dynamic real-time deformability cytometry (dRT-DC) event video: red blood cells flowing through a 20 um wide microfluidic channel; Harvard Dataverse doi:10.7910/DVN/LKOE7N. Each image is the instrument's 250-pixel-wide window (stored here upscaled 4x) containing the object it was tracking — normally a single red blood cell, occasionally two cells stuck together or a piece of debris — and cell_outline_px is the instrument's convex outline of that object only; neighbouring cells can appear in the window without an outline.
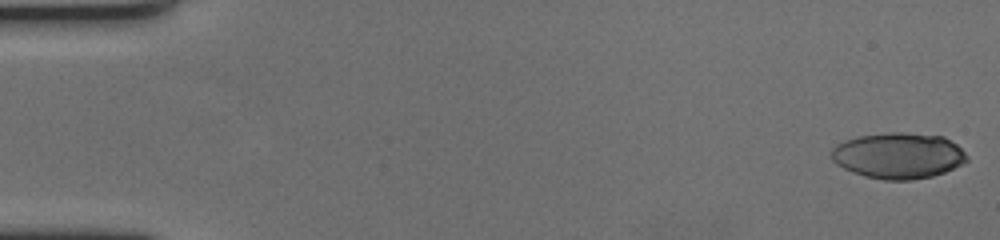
{"species": "human", "species_latin": "Homo sapiens", "temperature_condition": "cold", "stored_images_in_passage": 60, "camera_frame_rate_fps": 3000, "um_per_image_px": 0.085, "donor": {"sex": "female"}, "frame": {"image": 1, "passage_image": 1, "time_ms": 0.0, "image_size_px": [1000, 240], "cell_outline_px": [[968, 160], [944, 172], [932, 176], [912, 180], [884, 180], [864, 176], [852, 172], [836, 164], [832, 160], [832, 148], [836, 144], [844, 140], [856, 136], [892, 132], [904, 132], [944, 136], [956, 144], [968, 156]], "centroid_in_image_um": [76.34, 13.22], "position_along_channel_um": 8.7, "area_um2": 36.36}}
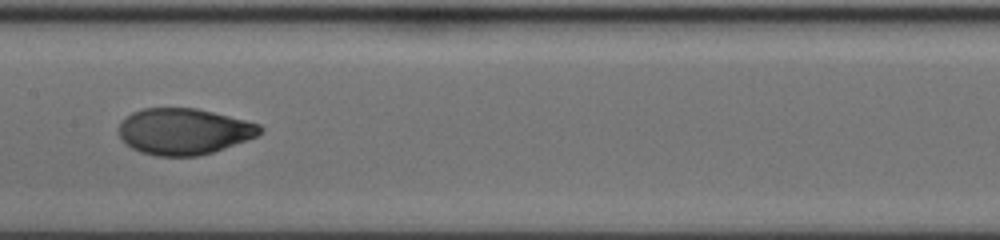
{"frame": {"image": 2, "passage_image": 31, "time_ms": 10.0, "image_size_px": [1000, 240], "cell_outline_px": [[264, 132], [248, 140], [200, 156], [156, 156], [140, 152], [132, 148], [120, 136], [120, 124], [132, 112], [144, 108], [196, 108], [260, 124], [264, 128]], "centroid_in_image_um": [15.67, 11.18], "position_along_channel_um": 191.7, "area_um2": 37.8}}
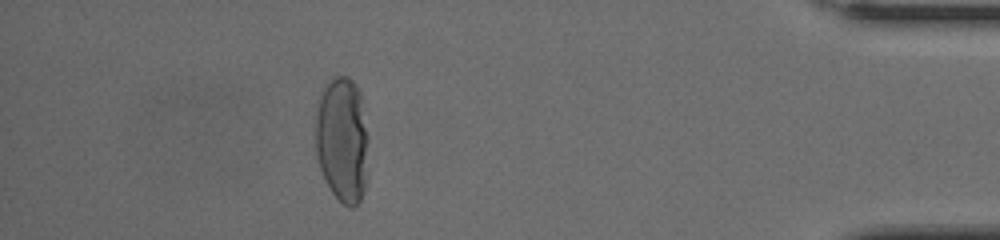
{"frame": {"image": 3, "passage_image": 54, "time_ms": 17.667, "image_size_px": [1000, 240], "cell_outline_px": [[364, 192], [356, 208], [348, 208], [332, 192], [320, 168], [316, 156], [316, 104], [320, 92], [332, 76], [348, 76], [356, 84], [360, 92], [364, 128]], "centroid_in_image_um": [29.02, 11.83], "position_along_channel_um": 406.2, "area_um2": 37.74}, "authors_computed_cell_mechanics": {"area_um2": 37.7145, "velocity_mm_per_s": 3.441, "shape_relaxation_time_tau1_ms": 7.4021, "shape_relaxation_time_tau2_ms": null, "deformation_change_tau1": 0.3116, "deformation_change_tau2": null}}